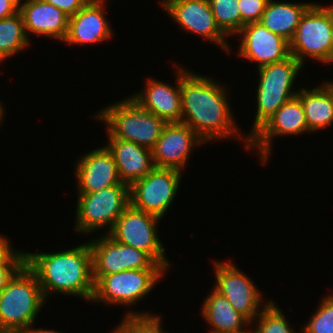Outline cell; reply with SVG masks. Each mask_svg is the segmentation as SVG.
<instances>
[{
  "instance_id": "obj_1",
  "label": "cell",
  "mask_w": 333,
  "mask_h": 333,
  "mask_svg": "<svg viewBox=\"0 0 333 333\" xmlns=\"http://www.w3.org/2000/svg\"><path fill=\"white\" fill-rule=\"evenodd\" d=\"M212 78L189 72L180 65L181 122L190 126L206 143L238 138L245 141L244 147L248 150L249 137L244 138L239 133L228 102V87Z\"/></svg>"
},
{
  "instance_id": "obj_2",
  "label": "cell",
  "mask_w": 333,
  "mask_h": 333,
  "mask_svg": "<svg viewBox=\"0 0 333 333\" xmlns=\"http://www.w3.org/2000/svg\"><path fill=\"white\" fill-rule=\"evenodd\" d=\"M25 257L26 265L35 273L46 300L53 292L91 302L94 281L89 242L55 253L25 252Z\"/></svg>"
},
{
  "instance_id": "obj_3",
  "label": "cell",
  "mask_w": 333,
  "mask_h": 333,
  "mask_svg": "<svg viewBox=\"0 0 333 333\" xmlns=\"http://www.w3.org/2000/svg\"><path fill=\"white\" fill-rule=\"evenodd\" d=\"M46 301L35 273L25 264L0 292V333H24Z\"/></svg>"
},
{
  "instance_id": "obj_4",
  "label": "cell",
  "mask_w": 333,
  "mask_h": 333,
  "mask_svg": "<svg viewBox=\"0 0 333 333\" xmlns=\"http://www.w3.org/2000/svg\"><path fill=\"white\" fill-rule=\"evenodd\" d=\"M101 111V112H100ZM95 116L106 126V136L130 141L152 149L167 122L126 97L110 104Z\"/></svg>"
},
{
  "instance_id": "obj_5",
  "label": "cell",
  "mask_w": 333,
  "mask_h": 333,
  "mask_svg": "<svg viewBox=\"0 0 333 333\" xmlns=\"http://www.w3.org/2000/svg\"><path fill=\"white\" fill-rule=\"evenodd\" d=\"M302 65L290 55L283 61L258 68L259 83L256 90L257 109L250 138L286 101L296 96L299 90L293 89L297 74Z\"/></svg>"
},
{
  "instance_id": "obj_6",
  "label": "cell",
  "mask_w": 333,
  "mask_h": 333,
  "mask_svg": "<svg viewBox=\"0 0 333 333\" xmlns=\"http://www.w3.org/2000/svg\"><path fill=\"white\" fill-rule=\"evenodd\" d=\"M290 55L304 66L306 57L320 63L333 60V14L328 5L314 3L305 11L289 42Z\"/></svg>"
},
{
  "instance_id": "obj_7",
  "label": "cell",
  "mask_w": 333,
  "mask_h": 333,
  "mask_svg": "<svg viewBox=\"0 0 333 333\" xmlns=\"http://www.w3.org/2000/svg\"><path fill=\"white\" fill-rule=\"evenodd\" d=\"M77 195L74 225L78 233L85 235H91L106 227L108 230L104 234H108L118 217L130 205V186L125 183Z\"/></svg>"
},
{
  "instance_id": "obj_8",
  "label": "cell",
  "mask_w": 333,
  "mask_h": 333,
  "mask_svg": "<svg viewBox=\"0 0 333 333\" xmlns=\"http://www.w3.org/2000/svg\"><path fill=\"white\" fill-rule=\"evenodd\" d=\"M165 271L168 270L128 269L104 275L94 284L91 302L133 307L161 281Z\"/></svg>"
},
{
  "instance_id": "obj_9",
  "label": "cell",
  "mask_w": 333,
  "mask_h": 333,
  "mask_svg": "<svg viewBox=\"0 0 333 333\" xmlns=\"http://www.w3.org/2000/svg\"><path fill=\"white\" fill-rule=\"evenodd\" d=\"M160 220L156 215L136 209L130 204L108 234L121 244L145 251L158 264L169 270L171 262L166 258L164 245L156 230Z\"/></svg>"
},
{
  "instance_id": "obj_10",
  "label": "cell",
  "mask_w": 333,
  "mask_h": 333,
  "mask_svg": "<svg viewBox=\"0 0 333 333\" xmlns=\"http://www.w3.org/2000/svg\"><path fill=\"white\" fill-rule=\"evenodd\" d=\"M94 239V240H93ZM89 242L92 253L94 284L104 275L128 269H165L148 253L115 241L109 234H102Z\"/></svg>"
},
{
  "instance_id": "obj_11",
  "label": "cell",
  "mask_w": 333,
  "mask_h": 333,
  "mask_svg": "<svg viewBox=\"0 0 333 333\" xmlns=\"http://www.w3.org/2000/svg\"><path fill=\"white\" fill-rule=\"evenodd\" d=\"M183 172L154 167L130 186V204L163 219L178 193Z\"/></svg>"
},
{
  "instance_id": "obj_12",
  "label": "cell",
  "mask_w": 333,
  "mask_h": 333,
  "mask_svg": "<svg viewBox=\"0 0 333 333\" xmlns=\"http://www.w3.org/2000/svg\"><path fill=\"white\" fill-rule=\"evenodd\" d=\"M212 264L216 278L214 289L225 296L235 310L245 315L253 325L270 301L260 304L263 301L261 291L234 263L214 260Z\"/></svg>"
},
{
  "instance_id": "obj_13",
  "label": "cell",
  "mask_w": 333,
  "mask_h": 333,
  "mask_svg": "<svg viewBox=\"0 0 333 333\" xmlns=\"http://www.w3.org/2000/svg\"><path fill=\"white\" fill-rule=\"evenodd\" d=\"M309 133L304 107L296 95L286 101L250 138L249 149L256 151L265 165L271 155L272 140L276 137ZM254 149V150H253Z\"/></svg>"
},
{
  "instance_id": "obj_14",
  "label": "cell",
  "mask_w": 333,
  "mask_h": 333,
  "mask_svg": "<svg viewBox=\"0 0 333 333\" xmlns=\"http://www.w3.org/2000/svg\"><path fill=\"white\" fill-rule=\"evenodd\" d=\"M159 4L181 29L201 35L227 53L232 51L227 37L216 25L208 0H160Z\"/></svg>"
},
{
  "instance_id": "obj_15",
  "label": "cell",
  "mask_w": 333,
  "mask_h": 333,
  "mask_svg": "<svg viewBox=\"0 0 333 333\" xmlns=\"http://www.w3.org/2000/svg\"><path fill=\"white\" fill-rule=\"evenodd\" d=\"M203 144L206 142L187 124L167 123L152 148L154 167L184 172L193 148L201 147Z\"/></svg>"
},
{
  "instance_id": "obj_16",
  "label": "cell",
  "mask_w": 333,
  "mask_h": 333,
  "mask_svg": "<svg viewBox=\"0 0 333 333\" xmlns=\"http://www.w3.org/2000/svg\"><path fill=\"white\" fill-rule=\"evenodd\" d=\"M237 35L242 37L237 54L256 62L257 68L283 61L290 56L289 42L260 22L245 24Z\"/></svg>"
},
{
  "instance_id": "obj_17",
  "label": "cell",
  "mask_w": 333,
  "mask_h": 333,
  "mask_svg": "<svg viewBox=\"0 0 333 333\" xmlns=\"http://www.w3.org/2000/svg\"><path fill=\"white\" fill-rule=\"evenodd\" d=\"M81 156L74 169L76 184L78 183L76 193H93L123 183L115 160L105 145Z\"/></svg>"
},
{
  "instance_id": "obj_18",
  "label": "cell",
  "mask_w": 333,
  "mask_h": 333,
  "mask_svg": "<svg viewBox=\"0 0 333 333\" xmlns=\"http://www.w3.org/2000/svg\"><path fill=\"white\" fill-rule=\"evenodd\" d=\"M106 0L89 1L68 19L64 42L71 45L97 44L111 39L112 27L105 17ZM105 5V6H104Z\"/></svg>"
},
{
  "instance_id": "obj_19",
  "label": "cell",
  "mask_w": 333,
  "mask_h": 333,
  "mask_svg": "<svg viewBox=\"0 0 333 333\" xmlns=\"http://www.w3.org/2000/svg\"><path fill=\"white\" fill-rule=\"evenodd\" d=\"M175 67V86L148 77L144 90L130 95L141 107L167 123L182 120L180 66Z\"/></svg>"
},
{
  "instance_id": "obj_20",
  "label": "cell",
  "mask_w": 333,
  "mask_h": 333,
  "mask_svg": "<svg viewBox=\"0 0 333 333\" xmlns=\"http://www.w3.org/2000/svg\"><path fill=\"white\" fill-rule=\"evenodd\" d=\"M19 12L23 17L26 34L64 41L69 17L57 7L43 0H20Z\"/></svg>"
},
{
  "instance_id": "obj_21",
  "label": "cell",
  "mask_w": 333,
  "mask_h": 333,
  "mask_svg": "<svg viewBox=\"0 0 333 333\" xmlns=\"http://www.w3.org/2000/svg\"><path fill=\"white\" fill-rule=\"evenodd\" d=\"M105 145L111 152L123 183L131 186L153 168L152 149L117 138H108Z\"/></svg>"
},
{
  "instance_id": "obj_22",
  "label": "cell",
  "mask_w": 333,
  "mask_h": 333,
  "mask_svg": "<svg viewBox=\"0 0 333 333\" xmlns=\"http://www.w3.org/2000/svg\"><path fill=\"white\" fill-rule=\"evenodd\" d=\"M212 289L201 307L202 318L212 327L210 333L239 332L251 326V321L236 311L225 296Z\"/></svg>"
},
{
  "instance_id": "obj_23",
  "label": "cell",
  "mask_w": 333,
  "mask_h": 333,
  "mask_svg": "<svg viewBox=\"0 0 333 333\" xmlns=\"http://www.w3.org/2000/svg\"><path fill=\"white\" fill-rule=\"evenodd\" d=\"M305 112L309 132H316L333 123V82L325 81L314 88H300L297 94Z\"/></svg>"
},
{
  "instance_id": "obj_24",
  "label": "cell",
  "mask_w": 333,
  "mask_h": 333,
  "mask_svg": "<svg viewBox=\"0 0 333 333\" xmlns=\"http://www.w3.org/2000/svg\"><path fill=\"white\" fill-rule=\"evenodd\" d=\"M312 4L311 2L290 3L269 0L260 23L272 33L290 42L302 15Z\"/></svg>"
},
{
  "instance_id": "obj_25",
  "label": "cell",
  "mask_w": 333,
  "mask_h": 333,
  "mask_svg": "<svg viewBox=\"0 0 333 333\" xmlns=\"http://www.w3.org/2000/svg\"><path fill=\"white\" fill-rule=\"evenodd\" d=\"M30 40L26 34L23 17L20 12L0 19V55L5 59L28 48Z\"/></svg>"
},
{
  "instance_id": "obj_26",
  "label": "cell",
  "mask_w": 333,
  "mask_h": 333,
  "mask_svg": "<svg viewBox=\"0 0 333 333\" xmlns=\"http://www.w3.org/2000/svg\"><path fill=\"white\" fill-rule=\"evenodd\" d=\"M216 25L226 36H237L242 29L239 0H208ZM229 35V36H228Z\"/></svg>"
},
{
  "instance_id": "obj_27",
  "label": "cell",
  "mask_w": 333,
  "mask_h": 333,
  "mask_svg": "<svg viewBox=\"0 0 333 333\" xmlns=\"http://www.w3.org/2000/svg\"><path fill=\"white\" fill-rule=\"evenodd\" d=\"M279 306L273 301L260 312L254 320L256 327L252 326L255 333H296L291 327ZM292 328V329H291Z\"/></svg>"
},
{
  "instance_id": "obj_28",
  "label": "cell",
  "mask_w": 333,
  "mask_h": 333,
  "mask_svg": "<svg viewBox=\"0 0 333 333\" xmlns=\"http://www.w3.org/2000/svg\"><path fill=\"white\" fill-rule=\"evenodd\" d=\"M123 320V321H122ZM119 326L126 333H169L163 330L161 315L149 312L129 311L123 316Z\"/></svg>"
},
{
  "instance_id": "obj_29",
  "label": "cell",
  "mask_w": 333,
  "mask_h": 333,
  "mask_svg": "<svg viewBox=\"0 0 333 333\" xmlns=\"http://www.w3.org/2000/svg\"><path fill=\"white\" fill-rule=\"evenodd\" d=\"M321 301L316 312L300 330L302 333H333V293Z\"/></svg>"
},
{
  "instance_id": "obj_30",
  "label": "cell",
  "mask_w": 333,
  "mask_h": 333,
  "mask_svg": "<svg viewBox=\"0 0 333 333\" xmlns=\"http://www.w3.org/2000/svg\"><path fill=\"white\" fill-rule=\"evenodd\" d=\"M269 0H239L242 28L245 24L260 22Z\"/></svg>"
},
{
  "instance_id": "obj_31",
  "label": "cell",
  "mask_w": 333,
  "mask_h": 333,
  "mask_svg": "<svg viewBox=\"0 0 333 333\" xmlns=\"http://www.w3.org/2000/svg\"><path fill=\"white\" fill-rule=\"evenodd\" d=\"M4 235H0V265H25V252L15 250Z\"/></svg>"
},
{
  "instance_id": "obj_32",
  "label": "cell",
  "mask_w": 333,
  "mask_h": 333,
  "mask_svg": "<svg viewBox=\"0 0 333 333\" xmlns=\"http://www.w3.org/2000/svg\"><path fill=\"white\" fill-rule=\"evenodd\" d=\"M62 10L68 17L73 16L81 10L89 1L88 0H43Z\"/></svg>"
},
{
  "instance_id": "obj_33",
  "label": "cell",
  "mask_w": 333,
  "mask_h": 333,
  "mask_svg": "<svg viewBox=\"0 0 333 333\" xmlns=\"http://www.w3.org/2000/svg\"><path fill=\"white\" fill-rule=\"evenodd\" d=\"M24 265H0V292Z\"/></svg>"
},
{
  "instance_id": "obj_34",
  "label": "cell",
  "mask_w": 333,
  "mask_h": 333,
  "mask_svg": "<svg viewBox=\"0 0 333 333\" xmlns=\"http://www.w3.org/2000/svg\"><path fill=\"white\" fill-rule=\"evenodd\" d=\"M20 0H0V19L13 16L19 12Z\"/></svg>"
},
{
  "instance_id": "obj_35",
  "label": "cell",
  "mask_w": 333,
  "mask_h": 333,
  "mask_svg": "<svg viewBox=\"0 0 333 333\" xmlns=\"http://www.w3.org/2000/svg\"><path fill=\"white\" fill-rule=\"evenodd\" d=\"M34 325H32L30 328H28L24 333H61L58 331H54V330H49V329H41V328H33Z\"/></svg>"
},
{
  "instance_id": "obj_36",
  "label": "cell",
  "mask_w": 333,
  "mask_h": 333,
  "mask_svg": "<svg viewBox=\"0 0 333 333\" xmlns=\"http://www.w3.org/2000/svg\"><path fill=\"white\" fill-rule=\"evenodd\" d=\"M2 101H0V123L3 120L4 117V112H5V107H3L4 105H2L3 103H1ZM1 125V124H0Z\"/></svg>"
},
{
  "instance_id": "obj_37",
  "label": "cell",
  "mask_w": 333,
  "mask_h": 333,
  "mask_svg": "<svg viewBox=\"0 0 333 333\" xmlns=\"http://www.w3.org/2000/svg\"><path fill=\"white\" fill-rule=\"evenodd\" d=\"M111 333H126L120 326H116Z\"/></svg>"
},
{
  "instance_id": "obj_38",
  "label": "cell",
  "mask_w": 333,
  "mask_h": 333,
  "mask_svg": "<svg viewBox=\"0 0 333 333\" xmlns=\"http://www.w3.org/2000/svg\"><path fill=\"white\" fill-rule=\"evenodd\" d=\"M251 328L249 329H245L244 331H239V332H231V333H255L252 326H250Z\"/></svg>"
},
{
  "instance_id": "obj_39",
  "label": "cell",
  "mask_w": 333,
  "mask_h": 333,
  "mask_svg": "<svg viewBox=\"0 0 333 333\" xmlns=\"http://www.w3.org/2000/svg\"><path fill=\"white\" fill-rule=\"evenodd\" d=\"M3 60H5V58H4L2 55H0V62L2 63ZM1 63H0V64H1Z\"/></svg>"
},
{
  "instance_id": "obj_40",
  "label": "cell",
  "mask_w": 333,
  "mask_h": 333,
  "mask_svg": "<svg viewBox=\"0 0 333 333\" xmlns=\"http://www.w3.org/2000/svg\"><path fill=\"white\" fill-rule=\"evenodd\" d=\"M329 7V9L331 10V12H332V14H333V4H332V6L330 5V6H328Z\"/></svg>"
}]
</instances>
